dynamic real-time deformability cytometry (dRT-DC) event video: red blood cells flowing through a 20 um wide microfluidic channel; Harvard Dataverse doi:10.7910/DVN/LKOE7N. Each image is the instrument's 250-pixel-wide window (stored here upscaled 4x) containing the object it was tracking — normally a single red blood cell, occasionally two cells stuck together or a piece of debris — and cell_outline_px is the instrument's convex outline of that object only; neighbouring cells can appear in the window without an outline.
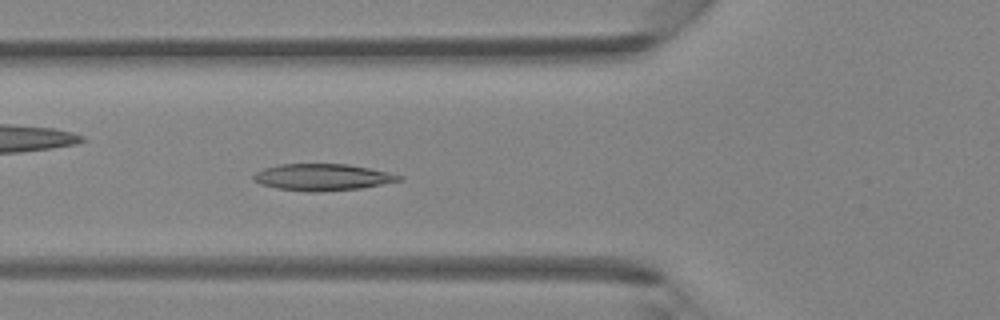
{"species": "Egyptian fruit bat (a non-hibernating species)", "species_latin": "Rousettus aegyptiacus", "temperature_condition": "room temperature", "stored_images_in_passage": 44, "camera_frame_rate_fps": 3000, "um_per_image_px": 0.085, "animal": {"sex": "female"}, "frame": {"image": 1, "passage_image": 16, "time_ms": 5.0, "image_size_px": [1000, 320], "cell_outline_px": [[404, 180], [360, 188], [316, 192], [308, 192], [276, 188], [260, 184], [252, 180], [252, 176], [256, 172], [264, 168], [280, 164], [348, 164], [388, 172], [404, 176]], "centroid_in_image_um": [27.4, 15.06], "position_along_channel_um": 98.4, "area_um2": 22.66}}
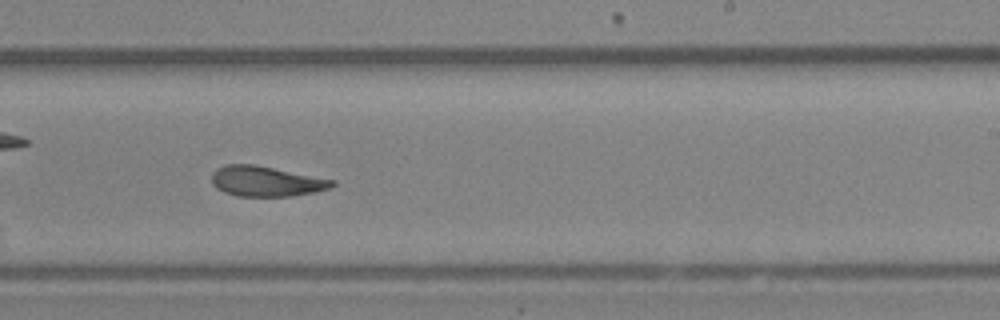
{"frame": {"image": 2, "passage_image": 27, "time_ms": 8.667, "image_size_px": [1000, 320], "cell_outline_px": [[336, 184], [332, 188], [316, 192], [292, 196], [236, 196], [224, 192], [216, 188], [212, 184], [212, 172], [216, 168], [224, 164], [256, 164], [336, 180]], "centroid_in_image_um": [22.63, 15.4], "position_along_channel_um": 266.4, "area_um2": 21.62}}
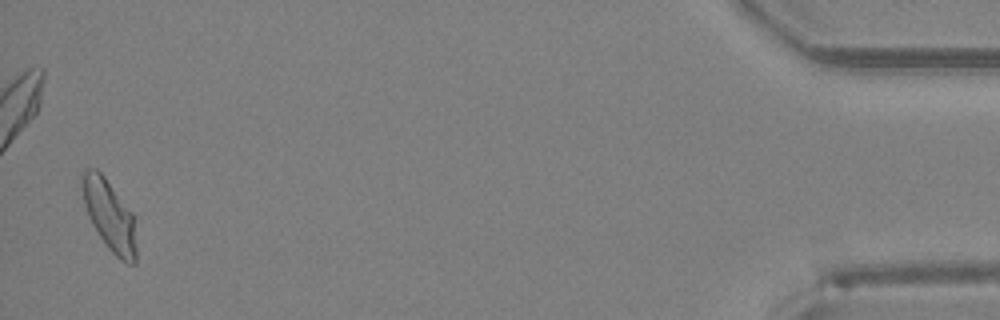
{"frame": {"image": 3, "passage_image": 43, "time_ms": 14.0, "image_size_px": [1000, 320], "cell_outline_px": [[136, 264], [128, 264], [120, 260], [104, 244], [92, 224], [88, 216], [84, 204], [80, 180], [80, 172], [84, 168], [96, 168], [104, 176], [132, 212], [136, 248]], "centroid_in_image_um": [9.26, 18.28], "position_along_channel_um": 425.9, "area_um2": 22.48}}